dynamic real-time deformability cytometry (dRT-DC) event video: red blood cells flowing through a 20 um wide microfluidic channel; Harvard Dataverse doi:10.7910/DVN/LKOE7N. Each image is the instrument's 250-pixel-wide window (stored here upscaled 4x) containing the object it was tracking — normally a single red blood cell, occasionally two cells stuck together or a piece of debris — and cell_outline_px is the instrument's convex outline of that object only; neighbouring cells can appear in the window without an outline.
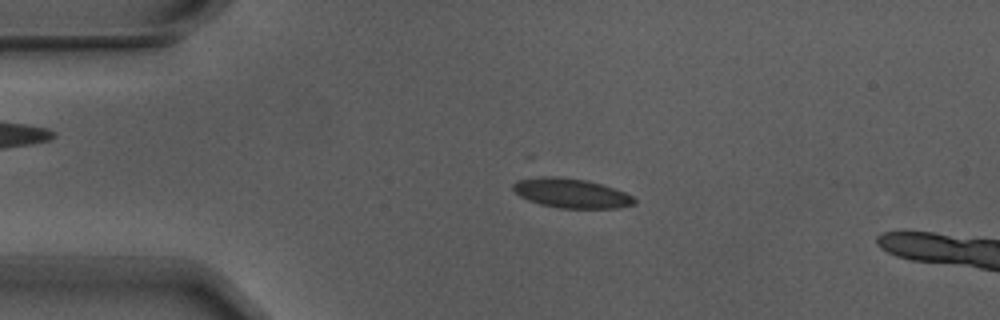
{"species": "Egyptian fruit bat (a non-hibernating species)", "species_latin": "Rousettus aegyptiacus", "temperature_condition": "warm", "stored_images_in_passage": 4, "camera_frame_rate_fps": 3000, "um_per_image_px": 0.085, "animal": {"sex": "male"}, "frame": {"image": 1, "passage_image": 3, "time_ms": 0.667, "image_size_px": [1000, 320], "cell_outline_px": [[636, 204], [620, 208], [560, 208], [540, 204], [528, 200], [520, 196], [512, 188], [512, 184], [516, 180], [540, 176], [552, 176], [584, 180], [600, 184], [624, 192], [632, 196], [636, 200]], "centroid_in_image_um": [48.53, 16.43], "position_along_channel_um": 36.5, "area_um2": 20.69}}